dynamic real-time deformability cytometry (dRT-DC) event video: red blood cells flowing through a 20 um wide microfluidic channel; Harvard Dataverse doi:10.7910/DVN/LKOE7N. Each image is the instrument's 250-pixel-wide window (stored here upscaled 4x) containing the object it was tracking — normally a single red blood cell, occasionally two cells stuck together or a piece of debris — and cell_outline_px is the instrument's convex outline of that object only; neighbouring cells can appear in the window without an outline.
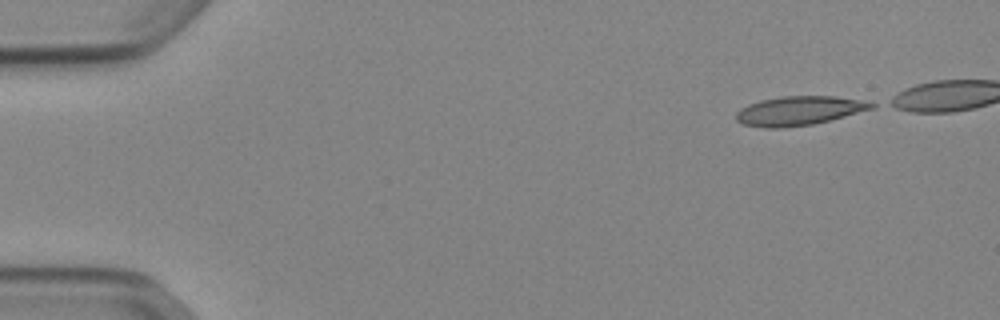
{"species": "Egyptian fruit bat (a non-hibernating species)", "species_latin": "Rousettus aegyptiacus", "temperature_condition": "cold", "stored_images_in_passage": 43, "camera_frame_rate_fps": 3000, "um_per_image_px": 0.085, "animal": {"sex": "female"}, "frame": {"image": 1, "passage_image": 1, "time_ms": 0.0, "image_size_px": [1000, 320], "cell_outline_px": [[876, 108], [812, 124], [784, 128], [764, 128], [744, 124], [736, 120], [736, 112], [740, 108], [748, 104], [760, 100], [780, 96], [836, 96], [864, 100], [876, 104]], "centroid_in_image_um": [67.92, 9.4], "position_along_channel_um": 17.1, "area_um2": 23.06}}
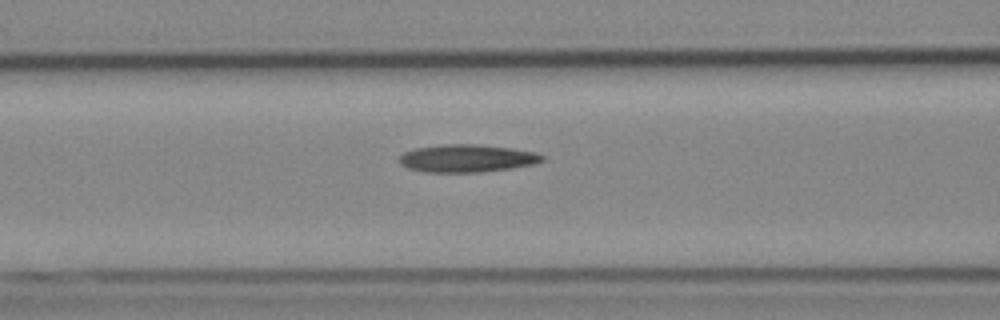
{"frame": {"image": 2, "passage_image": 18, "time_ms": 5.667, "image_size_px": [1000, 320], "cell_outline_px": [[544, 160], [536, 164], [480, 172], [424, 172], [408, 168], [400, 164], [396, 160], [404, 152], [412, 148], [444, 144], [480, 144], [512, 148], [536, 152], [544, 156]], "centroid_in_image_um": [39.66, 13.45], "position_along_channel_um": 126.9, "area_um2": 23.29}}
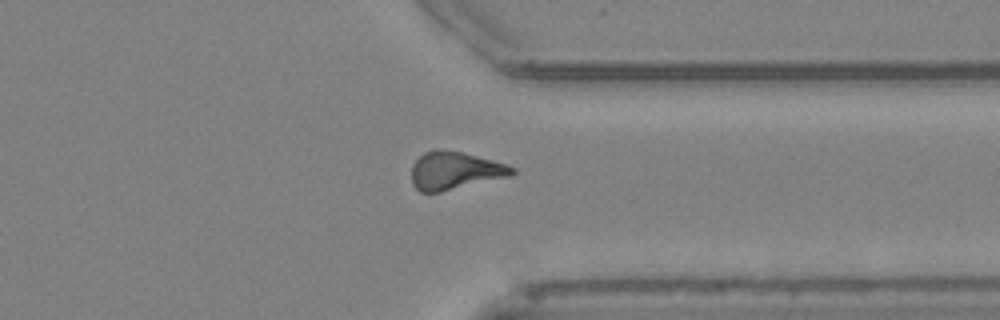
{"frame": {"image": 3, "passage_image": 37, "time_ms": 12.0, "image_size_px": [1000, 320], "cell_outline_px": [[516, 172], [512, 176], [440, 192], [420, 192], [412, 184], [412, 164], [424, 152], [432, 148], [436, 148], [464, 152], [508, 164], [516, 168]], "centroid_in_image_um": [38.69, 14.49], "position_along_channel_um": 372.7, "area_um2": 22.54}, "authors_computed_cell_mechanics": {"area_um2": 22.542, "velocity_mm_per_s": 3.8885, "shape_relaxation_time_tau1_ms": null, "shape_relaxation_time_tau2_ms": 9.0438, "deformation_change_tau1": null, "deformation_change_tau2": 0.2369}}